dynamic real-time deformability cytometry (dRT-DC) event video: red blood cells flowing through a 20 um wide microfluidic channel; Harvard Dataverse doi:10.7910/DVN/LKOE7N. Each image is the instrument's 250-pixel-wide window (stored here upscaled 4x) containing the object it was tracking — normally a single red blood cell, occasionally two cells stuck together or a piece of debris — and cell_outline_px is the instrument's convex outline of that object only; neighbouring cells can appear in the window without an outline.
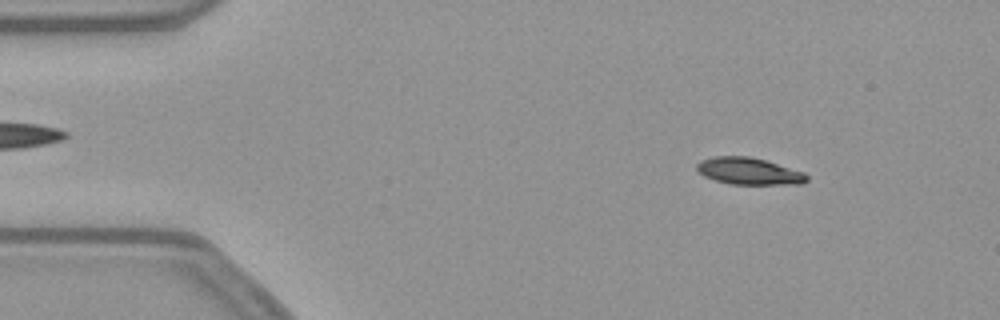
{"species": "common noctule bat (a hibernating species)", "species_latin": "Nyctalus noctula", "temperature_condition": "warm", "stored_images_in_passage": 53, "camera_frame_rate_fps": 3000, "um_per_image_px": 0.085, "animal": {"sex": "female", "body_mass_g": 21.9}, "frame": {"image": 1, "passage_image": 6, "time_ms": 1.667, "image_size_px": [1000, 320], "cell_outline_px": [[808, 180], [804, 184], [732, 184], [716, 180], [704, 176], [696, 168], [696, 164], [700, 160], [716, 156], [748, 156], [764, 160], [804, 172], [808, 176]], "centroid_in_image_um": [63.67, 14.55], "position_along_channel_um": 21.3, "area_um2": 17.11}}
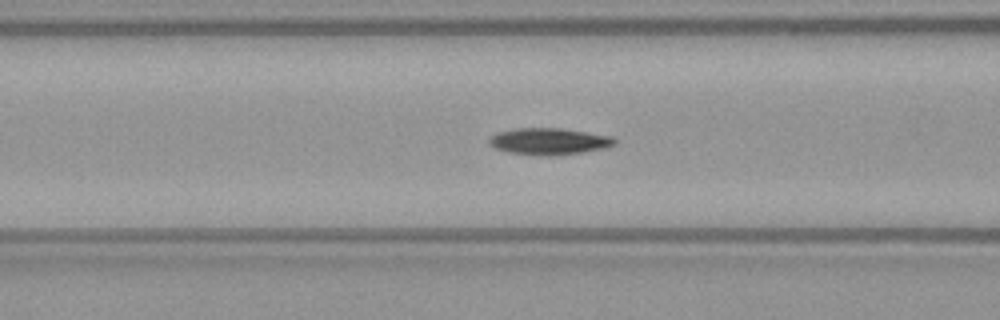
{"frame": {"image": 2, "passage_image": 20, "time_ms": 6.333, "image_size_px": [1000, 320], "cell_outline_px": [[616, 144], [604, 148], [584, 152], [552, 156], [548, 156], [508, 152], [496, 148], [488, 144], [488, 140], [496, 132], [512, 128], [560, 128], [612, 136], [616, 140]], "centroid_in_image_um": [46.65, 12.01], "position_along_channel_um": 119.9, "area_um2": 19.54}}
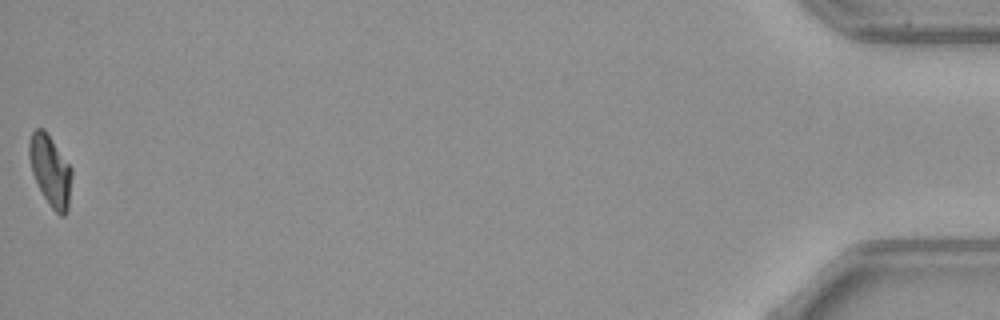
{"frame": {"image": 3, "passage_image": 53, "time_ms": 17.333, "image_size_px": [1000, 320], "cell_outline_px": [[72, 176], [68, 208], [64, 216], [60, 216], [52, 208], [44, 196], [32, 172], [28, 156], [28, 144], [32, 132], [36, 128], [44, 128], [72, 168]], "centroid_in_image_um": [4.28, 14.48], "position_along_channel_um": 430.9, "area_um2": 17.46}, "authors_computed_cell_mechanics": {"area_um2": 18.496, "velocity_mm_per_s": 3.8071, "shape_relaxation_time_tau1_ms": 9.0359, "shape_relaxation_time_tau2_ms": null, "deformation_change_tau1": 0.2274, "deformation_change_tau2": null}}